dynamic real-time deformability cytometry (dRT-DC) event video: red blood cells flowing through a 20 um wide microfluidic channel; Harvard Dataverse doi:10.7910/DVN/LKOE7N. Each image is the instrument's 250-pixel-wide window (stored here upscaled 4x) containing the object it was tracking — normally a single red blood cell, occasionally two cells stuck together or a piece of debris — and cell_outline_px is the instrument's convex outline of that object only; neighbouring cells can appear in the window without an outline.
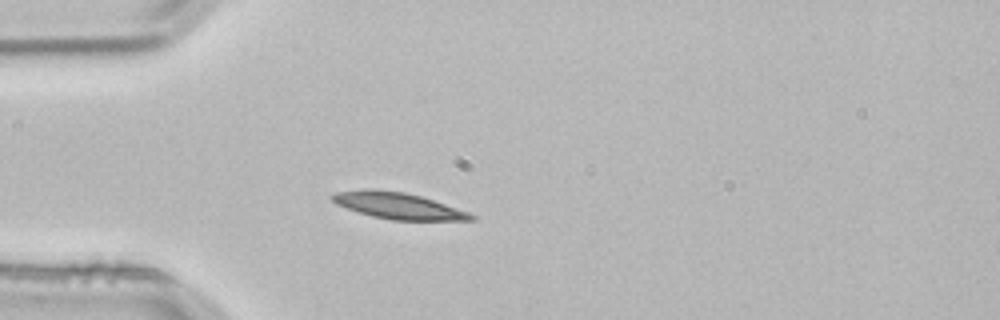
{"species": "common noctule bat (a hibernating species)", "species_latin": "Nyctalus noctula", "temperature_condition": "room temperature", "stored_images_in_passage": 2, "camera_frame_rate_fps": 3000, "um_per_image_px": 0.085, "animal": {"sex": "male", "body_mass_g": 21.5, "forearm_length_mm": 52.0}, "frame": {"image": 1, "passage_image": 2, "time_ms": 0.333, "image_size_px": [1000, 320], "cell_outline_px": [[476, 220], [392, 220], [372, 216], [336, 204], [332, 200], [332, 196], [336, 192], [368, 188], [376, 188], [404, 192], [420, 196], [468, 212], [476, 216]], "centroid_in_image_um": [33.83, 17.48], "position_along_channel_um": 51.2, "area_um2": 21.1}}